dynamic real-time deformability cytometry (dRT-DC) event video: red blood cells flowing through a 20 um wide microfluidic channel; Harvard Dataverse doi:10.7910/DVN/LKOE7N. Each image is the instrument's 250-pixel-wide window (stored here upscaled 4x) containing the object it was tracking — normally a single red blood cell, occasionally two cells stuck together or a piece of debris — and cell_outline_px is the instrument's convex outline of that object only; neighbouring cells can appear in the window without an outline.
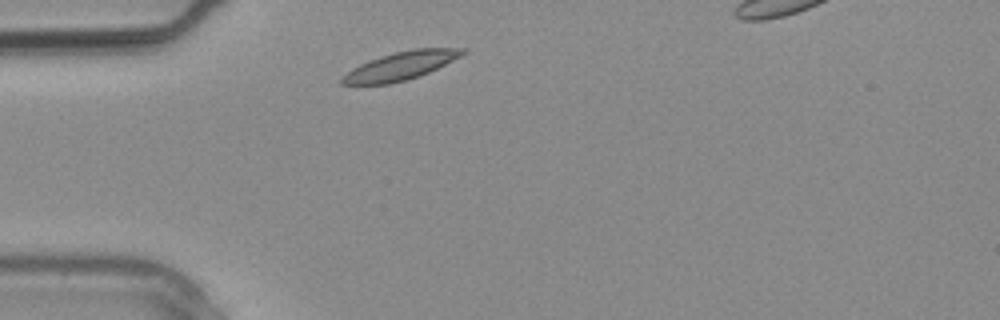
{"species": "common noctule bat (a hibernating species)", "species_latin": "Nyctalus noctula", "temperature_condition": "warm", "stored_images_in_passage": 2, "camera_frame_rate_fps": 3000, "um_per_image_px": 0.085, "animal": {"sex": "male", "body_mass_g": 20.4}, "frame": {"image": 1, "passage_image": 1, "time_ms": 0.0, "image_size_px": [1000, 320], "cell_outline_px": [[468, 52], [420, 76], [388, 84], [340, 84], [340, 80], [352, 68], [360, 64], [380, 56], [412, 48], [468, 48]], "centroid_in_image_um": [34.08, 5.58], "position_along_channel_um": 50.9, "area_um2": 19.48}}